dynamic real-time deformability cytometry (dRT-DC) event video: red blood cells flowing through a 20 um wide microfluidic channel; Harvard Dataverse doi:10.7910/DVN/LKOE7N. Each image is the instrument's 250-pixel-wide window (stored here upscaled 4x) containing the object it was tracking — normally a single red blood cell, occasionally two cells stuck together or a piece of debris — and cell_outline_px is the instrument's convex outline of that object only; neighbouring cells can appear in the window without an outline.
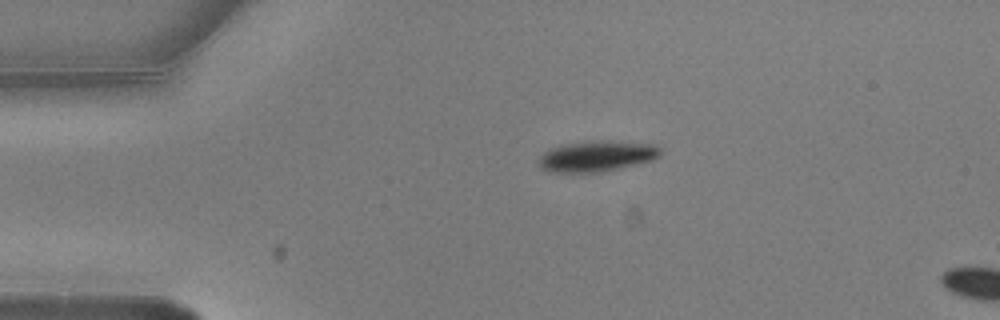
{"species": "common noctule bat (a hibernating species)", "species_latin": "Nyctalus noctula", "temperature_condition": "warm", "stored_images_in_passage": 2, "camera_frame_rate_fps": 3000, "um_per_image_px": 0.085, "animal": {"sex": "male", "body_mass_g": 20.5, "forearm_length_mm": 52.5}, "frame": {"image": 1, "passage_image": 1, "time_ms": 0.0, "image_size_px": [1000, 320], "cell_outline_px": [[660, 156], [652, 160], [600, 172], [552, 172], [540, 168], [536, 160], [544, 152], [552, 148], [564, 144], [592, 140], [600, 140], [656, 144], [660, 148]], "centroid_in_image_um": [50.7, 13.26], "position_along_channel_um": 34.3, "area_um2": 21.79}}